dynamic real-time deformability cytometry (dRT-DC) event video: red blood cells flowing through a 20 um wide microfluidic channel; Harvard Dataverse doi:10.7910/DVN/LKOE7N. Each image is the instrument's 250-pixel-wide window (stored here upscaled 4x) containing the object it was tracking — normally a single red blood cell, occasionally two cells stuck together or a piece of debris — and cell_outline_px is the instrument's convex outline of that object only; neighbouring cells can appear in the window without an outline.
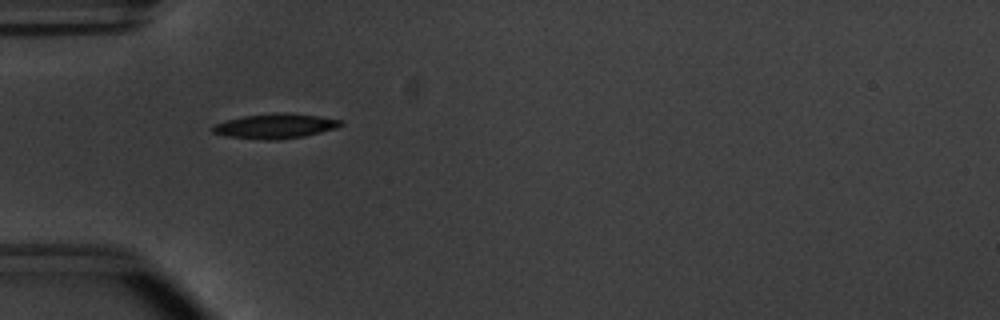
{"species": "common noctule bat (a hibernating species)", "species_latin": "Nyctalus noctula", "temperature_condition": "warm", "stored_images_in_passage": 42, "camera_frame_rate_fps": 3000, "um_per_image_px": 0.085, "animal": {"sex": "male", "body_mass_g": 20.1, "forearm_length_mm": 53.5}, "frame": {"image": 1, "passage_image": 6, "time_ms": 1.667, "image_size_px": [1000, 320], "cell_outline_px": [[344, 124], [336, 128], [304, 136], [280, 140], [264, 140], [224, 136], [212, 132], [212, 128], [216, 124], [228, 120], [244, 116], [276, 112], [288, 112], [344, 120]], "centroid_in_image_um": [23.42, 10.72], "position_along_channel_um": 61.6, "area_um2": 18.55}}
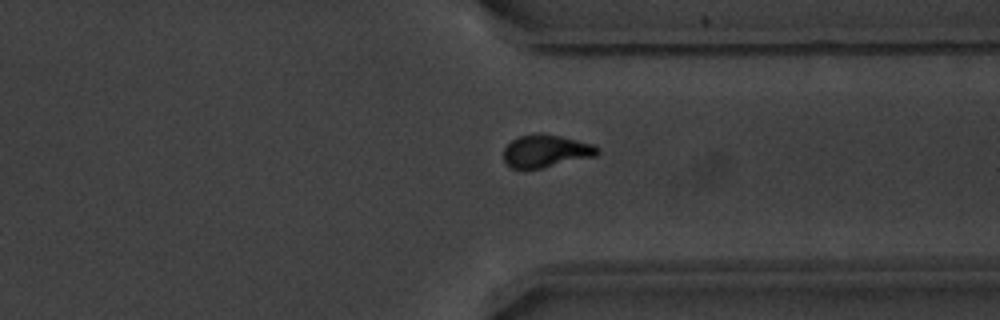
{"frame": {"image": 2, "passage_image": 30, "time_ms": 9.667, "image_size_px": [1000, 320], "cell_outline_px": [[600, 152], [596, 156], [540, 168], [512, 168], [504, 160], [504, 148], [512, 140], [520, 136], [536, 132], [560, 136], [592, 144], [600, 148]], "centroid_in_image_um": [46.41, 12.82], "position_along_channel_um": 365.0, "area_um2": 17.63}}
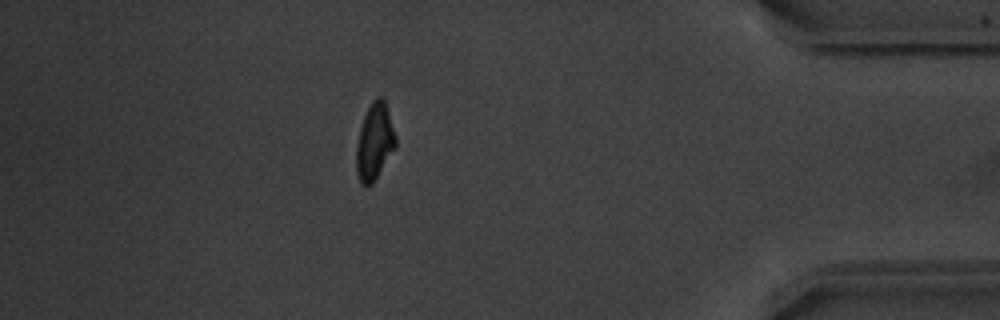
{"frame": {"image": 3, "passage_image": 36, "time_ms": 11.667, "image_size_px": [1000, 320], "cell_outline_px": [[396, 148], [372, 184], [360, 184], [356, 172], [356, 144], [360, 128], [364, 116], [372, 100], [376, 96], [380, 96], [384, 100], [396, 136]], "centroid_in_image_um": [31.83, 12.06], "position_along_channel_um": 403.4, "area_um2": 17.51}, "authors_computed_cell_mechanics": {"area_um2": 17.629, "velocity_mm_per_s": 3.8293, "shape_relaxation_time_tau1_ms": 3.8312, "shape_relaxation_time_tau2_ms": 5.7599, "deformation_change_tau1": 0.1624, "deformation_change_tau2": 0.1268}}